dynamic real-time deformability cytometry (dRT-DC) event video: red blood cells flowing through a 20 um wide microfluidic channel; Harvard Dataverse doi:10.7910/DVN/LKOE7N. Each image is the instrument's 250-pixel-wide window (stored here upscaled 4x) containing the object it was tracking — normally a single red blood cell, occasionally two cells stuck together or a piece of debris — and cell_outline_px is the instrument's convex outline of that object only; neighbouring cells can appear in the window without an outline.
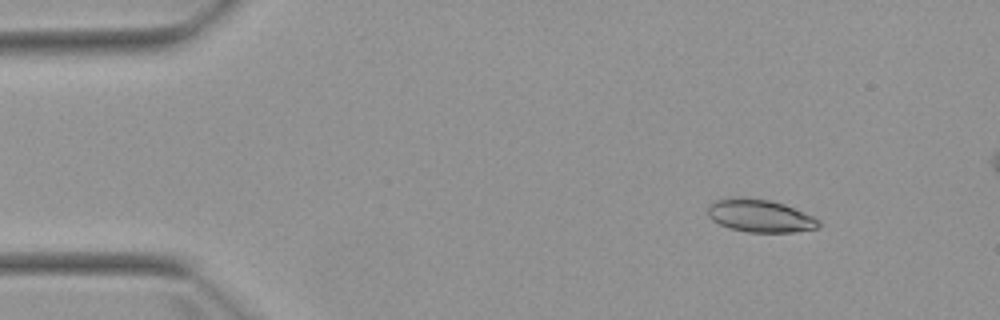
{"species": "Egyptian fruit bat (a non-hibernating species)", "species_latin": "Rousettus aegyptiacus", "temperature_condition": "warm", "stored_images_in_passage": 7, "camera_frame_rate_fps": 3000, "um_per_image_px": 0.085, "animal": {"sex": "female"}, "frame": {"image": 1, "passage_image": 2, "time_ms": 1.0, "image_size_px": [1000, 320], "cell_outline_px": [[820, 228], [796, 232], [748, 232], [728, 228], [712, 220], [708, 216], [708, 204], [716, 200], [732, 196], [744, 196], [768, 200], [784, 204], [812, 216], [820, 220]], "centroid_in_image_um": [64.57, 18.33], "position_along_channel_um": 20.4, "area_um2": 21.44}}
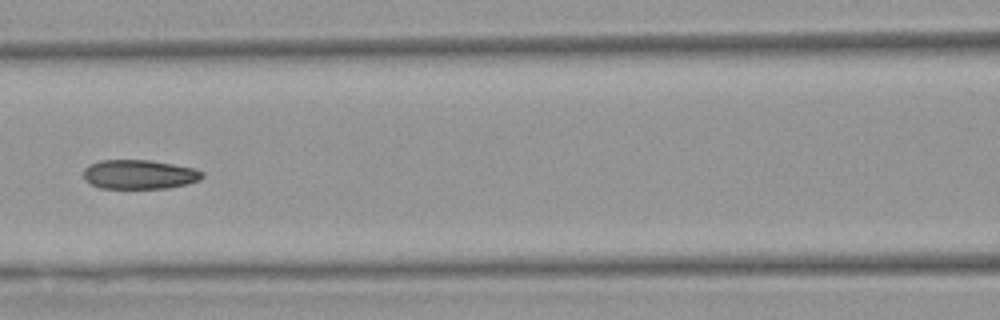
{"frame": {"image": 2, "passage_image": 6, "time_ms": 6.667, "image_size_px": [1000, 320], "cell_outline_px": [[204, 176], [200, 180], [188, 184], [168, 188], [100, 188], [84, 180], [84, 168], [88, 164], [100, 160], [148, 160], [172, 164], [192, 168], [204, 172]], "centroid_in_image_um": [11.83, 14.83], "position_along_channel_um": 154.8, "area_um2": 20.29}}
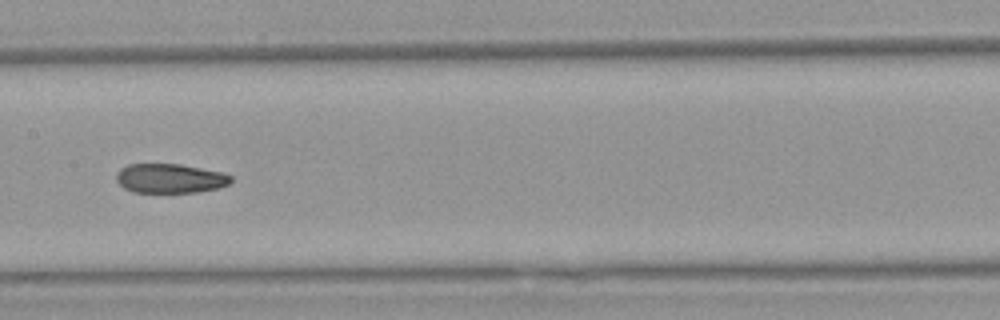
{"frame": {"image": 3, "passage_image": 7, "time_ms": 7.667, "image_size_px": [1000, 320], "cell_outline_px": [[232, 180], [228, 184], [220, 188], [200, 192], [132, 192], [124, 188], [116, 180], [116, 172], [120, 168], [128, 164], [180, 164], [220, 172], [232, 176]], "centroid_in_image_um": [14.44, 15.17], "position_along_channel_um": 193.0, "area_um2": 19.65}}